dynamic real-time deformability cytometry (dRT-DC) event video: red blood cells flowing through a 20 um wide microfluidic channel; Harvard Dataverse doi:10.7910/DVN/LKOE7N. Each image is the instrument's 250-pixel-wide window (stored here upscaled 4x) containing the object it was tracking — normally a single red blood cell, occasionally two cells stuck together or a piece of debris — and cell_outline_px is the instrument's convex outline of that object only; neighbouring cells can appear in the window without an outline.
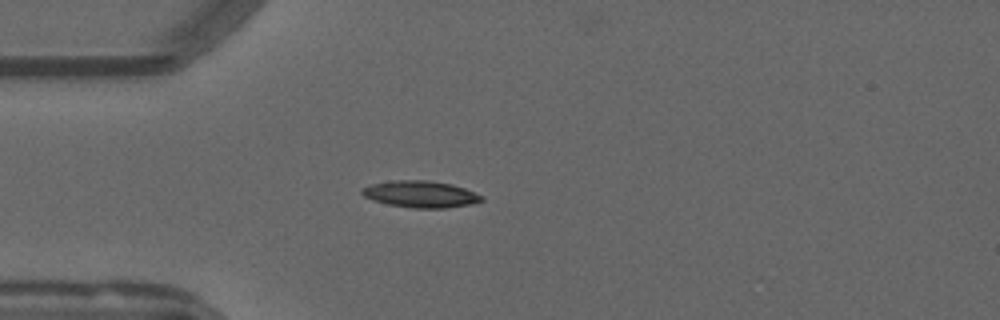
{"species": "common noctule bat (a hibernating species)", "species_latin": "Nyctalus noctula", "temperature_condition": "warm", "stored_images_in_passage": 54, "camera_frame_rate_fps": 3000, "um_per_image_px": 0.085, "animal": {"sex": "male", "forearm_length_mm": 52.5}, "frame": {"image": 1, "passage_image": 15, "time_ms": 4.667, "image_size_px": [1000, 320], "cell_outline_px": [[484, 200], [472, 204], [444, 208], [412, 208], [388, 204], [372, 200], [364, 196], [360, 192], [360, 188], [372, 184], [396, 180], [428, 180], [452, 184], [464, 188], [484, 196]], "centroid_in_image_um": [35.75, 16.5], "position_along_channel_um": 49.2, "area_um2": 18.67}}
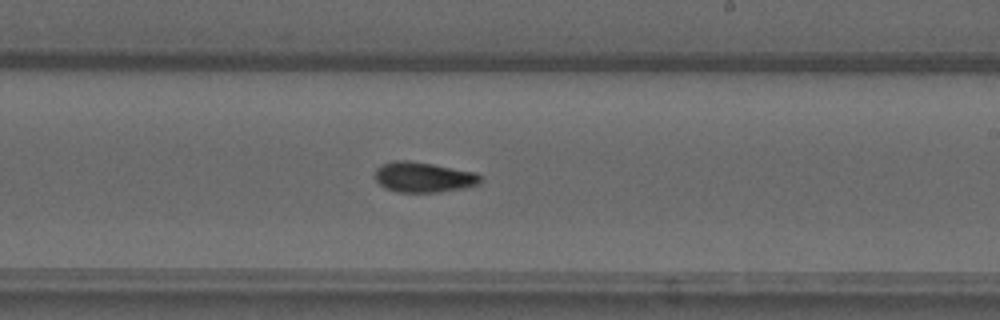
{"frame": {"image": 2, "passage_image": 32, "time_ms": 10.333, "image_size_px": [1000, 320], "cell_outline_px": [[480, 184], [464, 188], [440, 192], [396, 192], [384, 188], [376, 180], [376, 168], [380, 164], [392, 160], [408, 160], [432, 164], [476, 172], [480, 176]], "centroid_in_image_um": [35.97, 15.06], "position_along_channel_um": 253.0, "area_um2": 18.73}}
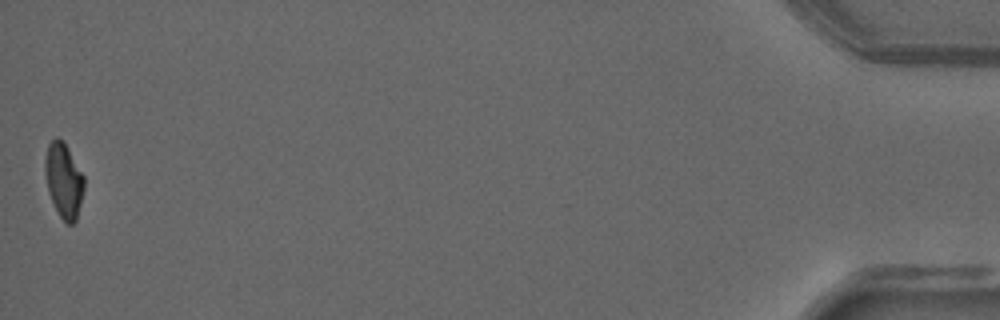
{"frame": {"image": 3, "passage_image": 54, "time_ms": 17.667, "image_size_px": [1000, 320], "cell_outline_px": [[84, 188], [76, 220], [72, 224], [64, 224], [48, 192], [44, 172], [44, 160], [48, 144], [56, 136], [64, 140], [84, 176]], "centroid_in_image_um": [5.4, 15.3], "position_along_channel_um": 429.8, "area_um2": 17.17}, "authors_computed_cell_mechanics": {"area_um2": 17.7446, "velocity_mm_per_s": 3.8001, "shape_relaxation_time_tau1_ms": null, "shape_relaxation_time_tau2_ms": 8.2475, "deformation_change_tau1": null, "deformation_change_tau2": 0.1287}}